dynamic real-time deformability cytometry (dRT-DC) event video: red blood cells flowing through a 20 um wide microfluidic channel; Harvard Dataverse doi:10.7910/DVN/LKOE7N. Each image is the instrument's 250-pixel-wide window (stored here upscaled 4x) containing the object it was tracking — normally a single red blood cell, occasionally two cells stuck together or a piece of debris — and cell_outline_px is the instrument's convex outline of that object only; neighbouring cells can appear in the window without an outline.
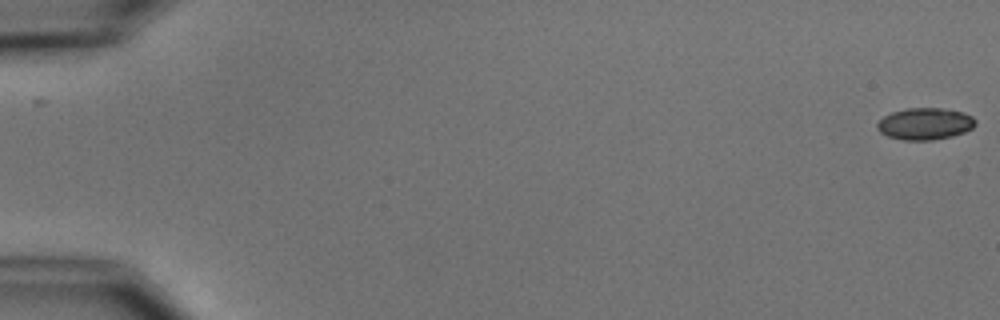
{"species": "common noctule bat (a hibernating species)", "species_latin": "Nyctalus noctula", "temperature_condition": "cold", "stored_images_in_passage": 2, "camera_frame_rate_fps": 3000, "um_per_image_px": 0.085, "animal": {"sex": "male", "body_mass_g": 15.6}, "frame": {"image": 1, "passage_image": 2, "time_ms": 1.0, "image_size_px": [1000, 320], "cell_outline_px": [[976, 124], [972, 128], [964, 132], [952, 136], [932, 140], [904, 140], [888, 136], [880, 132], [876, 128], [876, 124], [884, 116], [892, 112], [908, 108], [940, 108], [960, 112], [972, 116], [976, 120]], "centroid_in_image_um": [78.61, 10.53], "position_along_channel_um": 6.4, "area_um2": 18.09}}